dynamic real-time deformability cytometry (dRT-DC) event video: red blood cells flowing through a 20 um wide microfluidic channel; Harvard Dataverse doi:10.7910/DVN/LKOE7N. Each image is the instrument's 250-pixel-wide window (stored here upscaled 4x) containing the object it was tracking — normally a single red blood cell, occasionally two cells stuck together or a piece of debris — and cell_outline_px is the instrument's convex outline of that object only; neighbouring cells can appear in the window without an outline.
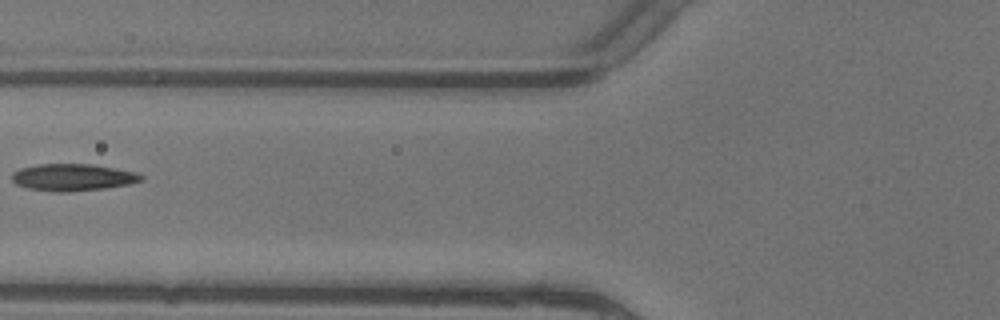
{"species": "common noctule bat (a hibernating species)", "species_latin": "Nyctalus noctula", "temperature_condition": "warm", "stored_images_in_passage": 7, "camera_frame_rate_fps": 3000, "um_per_image_px": 0.085, "animal": {"sex": "female"}, "frame": {"image": 1, "passage_image": 7, "time_ms": 2.0, "image_size_px": [1000, 320], "cell_outline_px": [[144, 180], [128, 184], [104, 188], [68, 192], [52, 192], [28, 188], [16, 184], [12, 180], [12, 172], [20, 168], [40, 164], [92, 164], [116, 168], [136, 172], [144, 176]], "centroid_in_image_um": [6.19, 15.07], "position_along_channel_um": 119.6, "area_um2": 20.4}}